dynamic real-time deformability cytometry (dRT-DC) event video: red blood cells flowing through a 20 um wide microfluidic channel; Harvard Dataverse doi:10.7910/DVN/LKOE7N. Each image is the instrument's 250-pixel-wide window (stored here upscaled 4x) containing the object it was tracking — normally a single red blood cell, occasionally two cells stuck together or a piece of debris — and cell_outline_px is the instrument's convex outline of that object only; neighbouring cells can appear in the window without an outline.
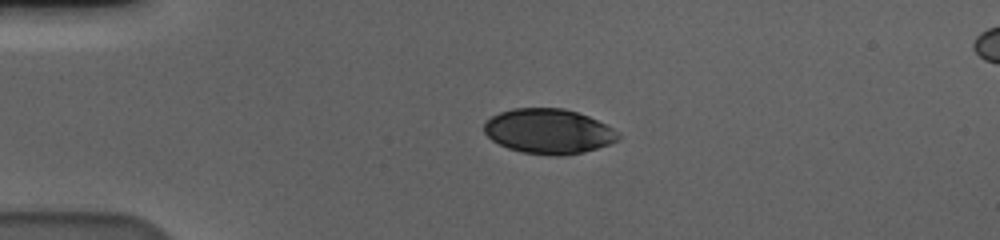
{"species": "human", "species_latin": "Homo sapiens", "temperature_condition": "cold", "stored_images_in_passage": 45, "camera_frame_rate_fps": 3000, "um_per_image_px": 0.085, "donor": {"sex": "male"}, "frame": {"image": 1, "passage_image": 1, "time_ms": 0.0, "image_size_px": [1000, 240], "cell_outline_px": [[620, 136], [616, 140], [608, 144], [584, 152], [564, 156], [556, 156], [524, 152], [508, 148], [492, 140], [484, 132], [484, 124], [492, 116], [500, 112], [512, 108], [564, 108], [588, 116], [620, 132]], "centroid_in_image_um": [46.62, 11.16], "position_along_channel_um": 38.4, "area_um2": 34.85}}
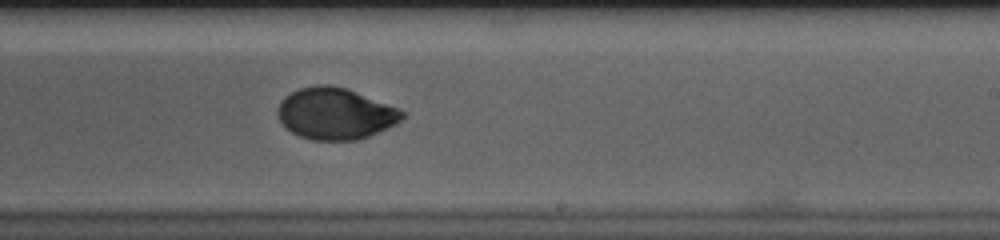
{"frame": {"image": 2, "passage_image": 23, "time_ms": 7.333, "image_size_px": [1000, 240], "cell_outline_px": [[404, 116], [396, 124], [388, 128], [368, 136], [356, 140], [312, 140], [300, 136], [292, 132], [276, 116], [276, 108], [280, 100], [284, 96], [300, 88], [316, 84], [328, 84], [348, 88], [400, 108], [404, 112]], "centroid_in_image_um": [28.49, 9.64], "position_along_channel_um": 260.5, "area_um2": 37.69}}
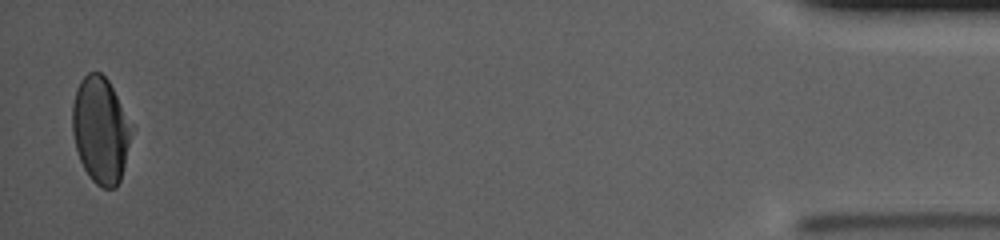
{"frame": {"image": 3, "passage_image": 44, "time_ms": 14.333, "image_size_px": [1000, 240], "cell_outline_px": [[132, 124], [124, 164], [120, 180], [116, 188], [104, 188], [96, 184], [92, 180], [84, 168], [80, 160], [76, 148], [72, 132], [72, 104], [76, 88], [80, 80], [88, 72], [100, 72], [108, 80]], "centroid_in_image_um": [8.52, 11.03], "position_along_channel_um": 426.7, "area_um2": 36.3}, "authors_computed_cell_mechanics": {"area_um2": 37.5122, "velocity_mm_per_s": 3.5896, "shape_relaxation_time_tau1_ms": 4.5989, "shape_relaxation_time_tau2_ms": 1.1105, "deformation_change_tau1": 0.1427, "deformation_change_tau2": 0.0337}}